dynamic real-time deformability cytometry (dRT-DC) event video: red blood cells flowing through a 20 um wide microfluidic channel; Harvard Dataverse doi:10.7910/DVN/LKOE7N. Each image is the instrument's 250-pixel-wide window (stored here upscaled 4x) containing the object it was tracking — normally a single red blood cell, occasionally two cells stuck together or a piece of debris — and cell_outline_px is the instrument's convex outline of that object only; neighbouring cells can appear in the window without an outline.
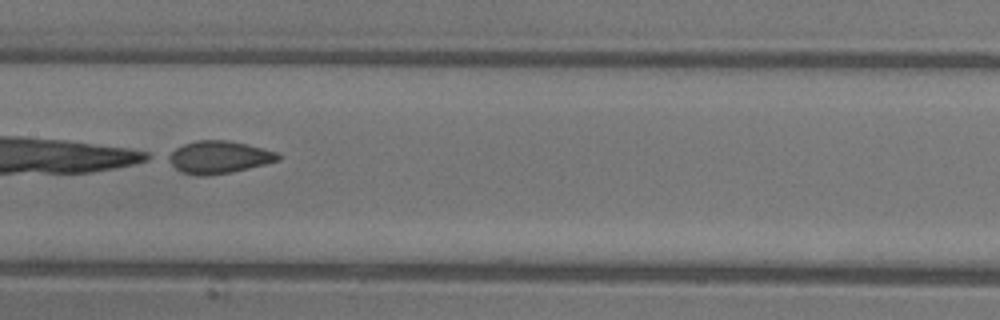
{"species": "common noctule bat (a hibernating species)", "species_latin": "Nyctalus noctula", "temperature_condition": "warm", "stored_images_in_passage": 30, "camera_frame_rate_fps": 3000, "um_per_image_px": 0.085, "animal": {"sex": "female"}, "frame": {"image": 1, "passage_image": 19, "time_ms": 6.0, "image_size_px": [1000, 320], "cell_outline_px": [[280, 160], [232, 172], [204, 176], [196, 176], [180, 172], [164, 160], [164, 156], [176, 148], [184, 144], [196, 140], [228, 140], [248, 144], [276, 152], [280, 156]], "centroid_in_image_um": [18.51, 13.36], "position_along_channel_um": 188.9, "area_um2": 21.04}}
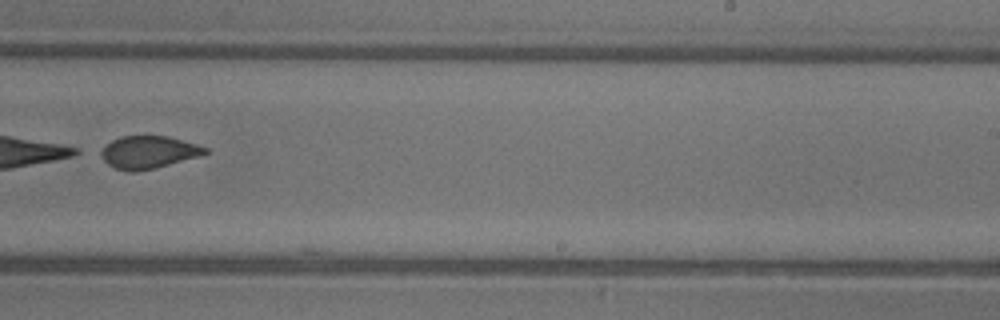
{"frame": {"image": 2, "passage_image": 25, "time_ms": 8.0, "image_size_px": [1000, 320], "cell_outline_px": [[208, 152], [200, 156], [152, 168], [132, 172], [116, 168], [108, 164], [96, 152], [112, 140], [120, 136], [168, 136], [196, 144], [208, 148]], "centroid_in_image_um": [12.58, 12.92], "position_along_channel_um": 276.4, "area_um2": 19.59}}